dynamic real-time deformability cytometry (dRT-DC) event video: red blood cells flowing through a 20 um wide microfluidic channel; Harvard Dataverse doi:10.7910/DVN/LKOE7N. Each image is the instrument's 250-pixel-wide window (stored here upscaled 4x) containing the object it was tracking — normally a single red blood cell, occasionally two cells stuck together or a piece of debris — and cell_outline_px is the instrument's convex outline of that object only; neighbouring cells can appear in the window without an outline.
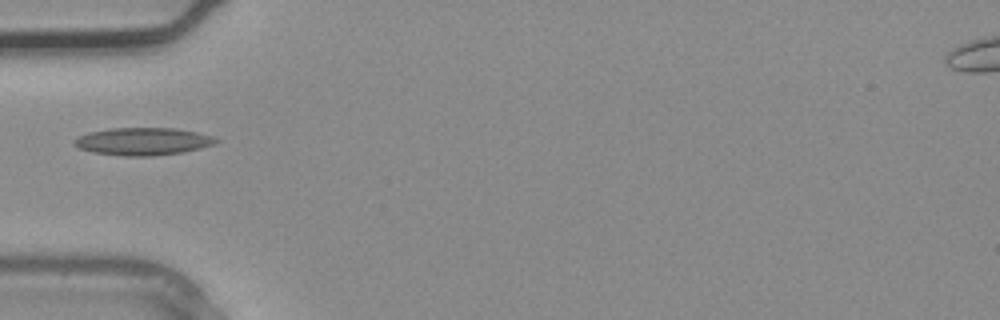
{"species": "common noctule bat (a hibernating species)", "species_latin": "Nyctalus noctula", "temperature_condition": "warm", "stored_images_in_passage": 4, "camera_frame_rate_fps": 3000, "um_per_image_px": 0.085, "animal": {"sex": "male", "body_mass_g": 20.4}, "frame": {"image": 1, "passage_image": 4, "time_ms": 1.0, "image_size_px": [1000, 320], "cell_outline_px": [[220, 140], [216, 144], [184, 152], [152, 156], [120, 156], [92, 152], [80, 148], [72, 144], [72, 140], [76, 136], [88, 132], [112, 128], [176, 128], [196, 132], [212, 136]], "centroid_in_image_um": [12.12, 12.02], "position_along_channel_um": 72.9, "area_um2": 23.0}}